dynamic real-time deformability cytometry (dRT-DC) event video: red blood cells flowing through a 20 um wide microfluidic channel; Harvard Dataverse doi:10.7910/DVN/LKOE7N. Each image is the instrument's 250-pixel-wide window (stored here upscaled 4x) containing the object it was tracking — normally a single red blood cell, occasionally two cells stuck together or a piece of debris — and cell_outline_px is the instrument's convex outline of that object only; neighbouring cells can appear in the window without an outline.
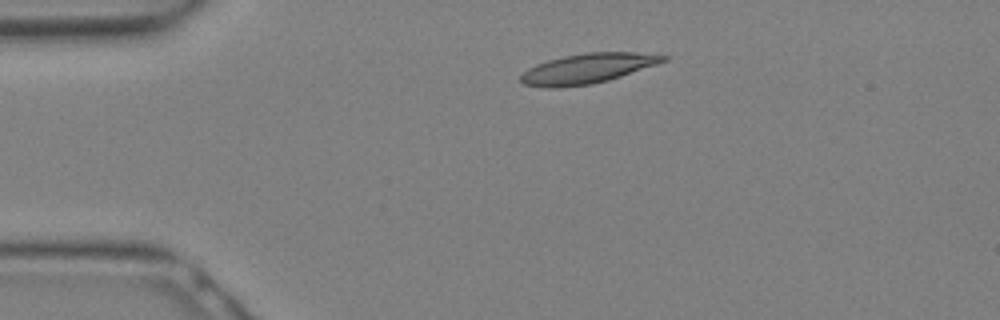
{"species": "Egyptian fruit bat (a non-hibernating species)", "species_latin": "Rousettus aegyptiacus", "temperature_condition": "warm", "stored_images_in_passage": 24, "camera_frame_rate_fps": 3000, "um_per_image_px": 0.085, "animal": {"sex": "female"}, "frame": {"image": 1, "passage_image": 1, "time_ms": 0.0, "image_size_px": [1000, 320], "cell_outline_px": [[668, 60], [608, 80], [592, 84], [556, 88], [552, 88], [524, 84], [520, 80], [520, 76], [528, 68], [536, 64], [548, 60], [564, 56], [588, 52], [636, 52], [668, 56]], "centroid_in_image_um": [49.92, 5.82], "position_along_channel_um": 35.1, "area_um2": 24.57}}
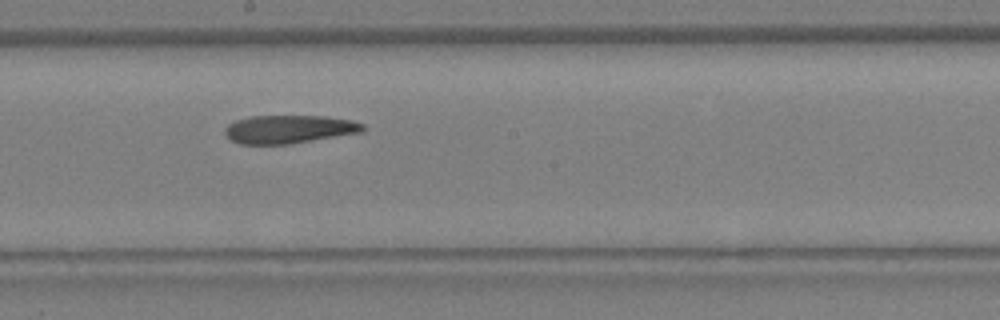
{"frame": {"image": 2, "passage_image": 11, "time_ms": 3.333, "image_size_px": [1000, 320], "cell_outline_px": [[364, 128], [360, 132], [292, 144], [240, 144], [232, 140], [224, 132], [224, 128], [228, 124], [236, 120], [248, 116], [324, 116], [352, 120], [364, 124]], "centroid_in_image_um": [24.54, 10.98], "position_along_channel_um": 223.7, "area_um2": 22.66}}
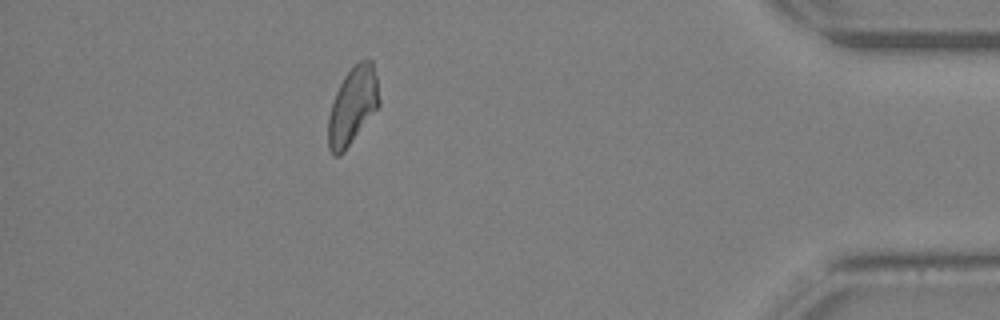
{"frame": {"image": 3, "passage_image": 21, "time_ms": 6.667, "image_size_px": [1000, 320], "cell_outline_px": [[380, 104], [344, 152], [340, 156], [332, 156], [328, 148], [328, 116], [336, 92], [344, 76], [360, 60], [368, 56], [372, 60], [376, 76], [380, 100]], "centroid_in_image_um": [29.97, 9.0], "position_along_channel_um": 405.2, "area_um2": 22.89}}